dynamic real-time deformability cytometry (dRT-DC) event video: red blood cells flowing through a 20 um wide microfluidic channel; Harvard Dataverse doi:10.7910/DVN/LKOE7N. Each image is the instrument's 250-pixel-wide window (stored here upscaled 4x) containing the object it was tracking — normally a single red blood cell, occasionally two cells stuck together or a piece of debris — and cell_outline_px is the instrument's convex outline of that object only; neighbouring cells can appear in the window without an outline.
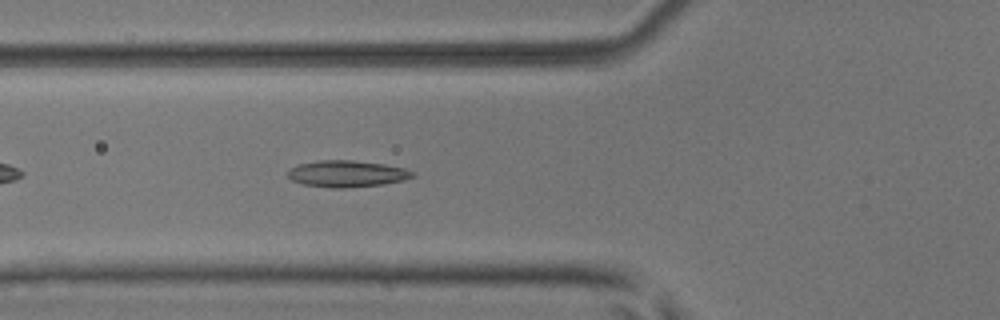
{"species": "common noctule bat (a hibernating species)", "species_latin": "Nyctalus noctula", "temperature_condition": "room temperature", "stored_images_in_passage": 38, "camera_frame_rate_fps": 3000, "um_per_image_px": 0.085, "animal": {"sex": "male", "body_mass_g": 17.9, "forearm_length_mm": 54.2}, "frame": {"image": 1, "passage_image": 6, "time_ms": 1.667, "image_size_px": [1000, 320], "cell_outline_px": [[416, 176], [404, 180], [384, 184], [344, 188], [332, 188], [304, 184], [292, 180], [288, 176], [288, 172], [292, 168], [300, 164], [320, 160], [352, 160], [384, 164], [404, 168], [416, 172]], "centroid_in_image_um": [29.55, 14.77], "position_along_channel_um": 96.3, "area_um2": 19.25}}
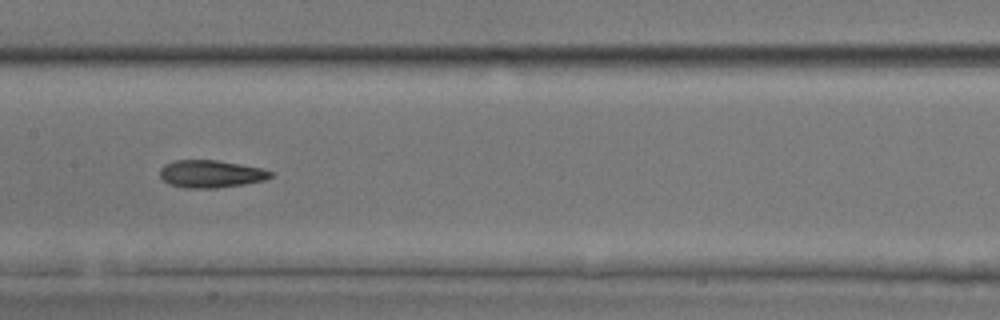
{"frame": {"image": 2, "passage_image": 13, "time_ms": 4.0, "image_size_px": [1000, 320], "cell_outline_px": [[272, 176], [264, 180], [244, 184], [216, 188], [184, 188], [168, 184], [160, 176], [160, 168], [164, 164], [172, 160], [216, 160], [240, 164], [260, 168], [272, 172]], "centroid_in_image_um": [17.87, 14.78], "position_along_channel_um": 189.5, "area_um2": 17.74}}
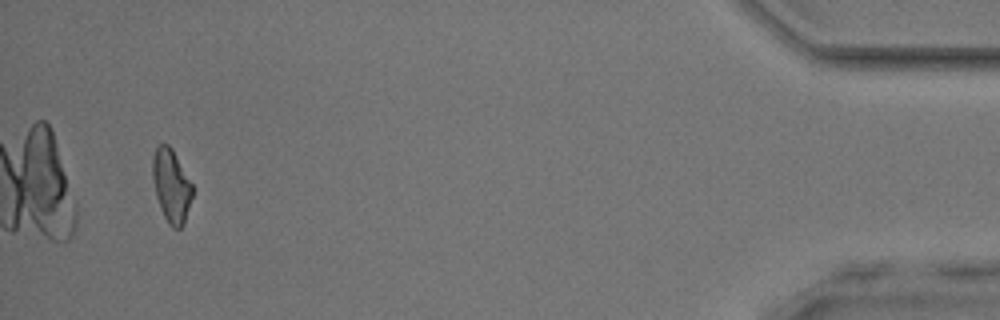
{"frame": {"image": 3, "passage_image": 36, "time_ms": 11.667, "image_size_px": [1000, 320], "cell_outline_px": [[192, 196], [184, 224], [180, 228], [172, 228], [168, 224], [160, 208], [156, 196], [152, 176], [152, 156], [156, 148], [160, 144], [168, 144], [172, 148], [192, 184]], "centroid_in_image_um": [14.55, 15.79], "position_along_channel_um": 420.7, "area_um2": 16.94}, "authors_computed_cell_mechanics": {"area_um2": 17.8024, "velocity_mm_per_s": 3.9924, "shape_relaxation_time_tau1_ms": null, "shape_relaxation_time_tau2_ms": 5.3026, "deformation_change_tau1": null, "deformation_change_tau2": 0.1257}}